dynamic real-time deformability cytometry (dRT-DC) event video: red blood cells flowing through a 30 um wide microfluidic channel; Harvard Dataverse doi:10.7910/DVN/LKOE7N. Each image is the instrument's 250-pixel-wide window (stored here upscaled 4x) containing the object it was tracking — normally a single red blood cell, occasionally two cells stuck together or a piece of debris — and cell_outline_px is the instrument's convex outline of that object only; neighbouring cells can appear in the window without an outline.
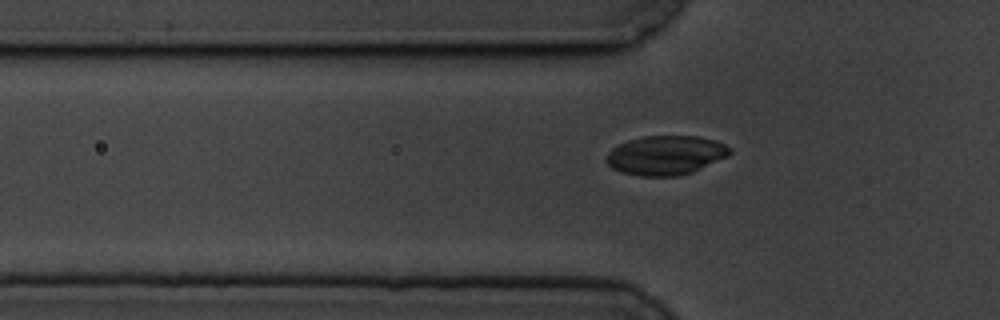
{"species": "common noctule bat (a hibernating species)", "species_latin": "Nyctalus noctula", "temperature_condition": "cold", "stored_images_in_passage": 42, "camera_frame_rate_fps": 3000, "um_per_image_px": 0.085, "animal": {"sex": "male", "body_mass_g": 19.5, "forearm_length_mm": 54.6}, "frame": {"image": 1, "passage_image": 5, "time_ms": 1.333, "image_size_px": [1000, 320], "cell_outline_px": [[732, 152], [728, 156], [692, 172], [680, 176], [640, 176], [620, 172], [612, 168], [604, 160], [604, 156], [612, 148], [628, 140], [644, 136], [696, 136], [716, 140], [732, 148]], "centroid_in_image_um": [56.57, 13.2], "position_along_channel_um": 69.2, "area_um2": 28.44}}
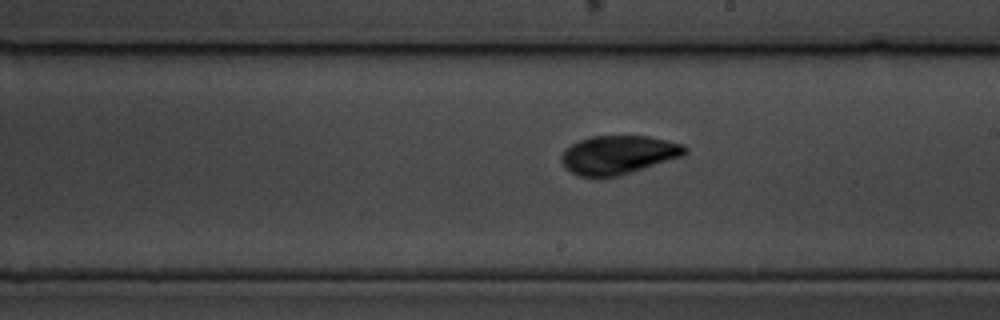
{"frame": {"image": 2, "passage_image": 20, "time_ms": 6.333, "image_size_px": [1000, 320], "cell_outline_px": [[688, 152], [684, 156], [620, 176], [600, 180], [596, 180], [576, 176], [564, 168], [560, 160], [560, 156], [572, 144], [580, 140], [592, 136], [648, 136], [668, 140], [684, 144], [688, 148]], "centroid_in_image_um": [52.55, 13.21], "position_along_channel_um": 236.4, "area_um2": 28.73}}
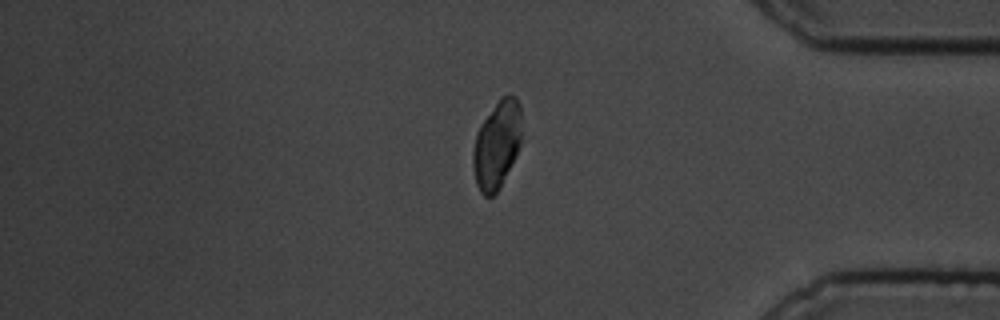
{"frame": {"image": 3, "passage_image": 36, "time_ms": 11.667, "image_size_px": [1000, 320], "cell_outline_px": [[520, 144], [500, 188], [496, 196], [484, 196], [480, 192], [476, 184], [472, 164], [472, 152], [476, 132], [480, 124], [500, 96], [508, 92], [516, 96], [520, 104]], "centroid_in_image_um": [42.2, 12.27], "position_along_channel_um": 393.0, "area_um2": 25.14}}